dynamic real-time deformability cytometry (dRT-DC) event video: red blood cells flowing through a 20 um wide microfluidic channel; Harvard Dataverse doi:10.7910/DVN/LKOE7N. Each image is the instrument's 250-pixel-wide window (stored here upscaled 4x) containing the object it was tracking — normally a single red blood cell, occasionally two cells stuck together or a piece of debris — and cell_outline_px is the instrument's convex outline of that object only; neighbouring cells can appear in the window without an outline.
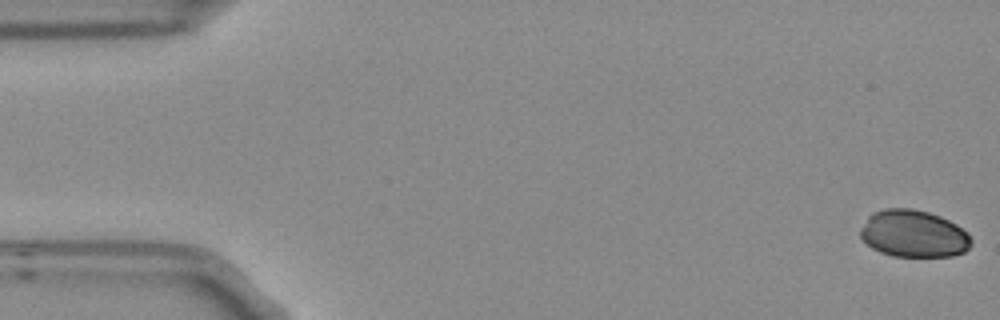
{"species": "Egyptian fruit bat (a non-hibernating species)", "species_latin": "Rousettus aegyptiacus", "temperature_condition": "room temperature", "stored_images_in_passage": 4, "camera_frame_rate_fps": 3000, "um_per_image_px": 0.085, "frame": {"image": 1, "passage_image": 1, "time_ms": 0.0, "image_size_px": [1000, 320], "cell_outline_px": [[972, 244], [964, 252], [952, 256], [892, 256], [880, 252], [872, 248], [860, 236], [860, 228], [868, 216], [872, 212], [884, 208], [912, 208], [928, 212], [940, 216], [956, 224], [968, 232], [972, 240]], "centroid_in_image_um": [77.65, 19.86], "position_along_channel_um": 7.3, "area_um2": 30.63}}
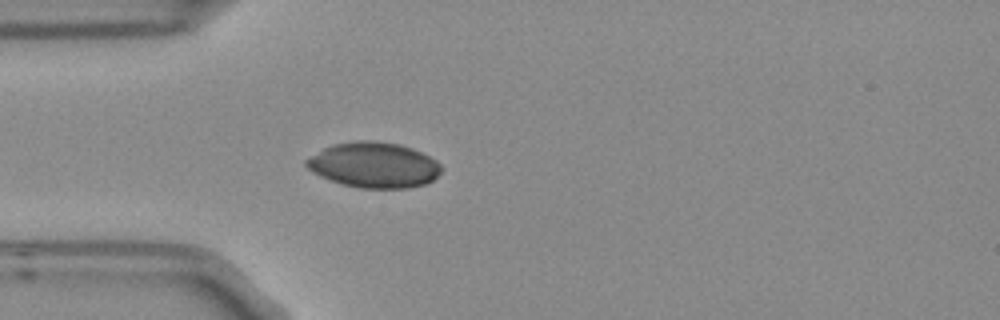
{"frame": {"image": 2, "passage_image": 4, "time_ms": 1.0, "image_size_px": [1000, 320], "cell_outline_px": [[444, 168], [432, 180], [424, 184], [408, 188], [360, 188], [344, 184], [320, 176], [312, 172], [304, 164], [304, 160], [324, 148], [332, 144], [356, 140], [372, 140], [400, 144], [412, 148], [436, 160]], "centroid_in_image_um": [31.77, 14.01], "position_along_channel_um": 53.2, "area_um2": 35.72}}